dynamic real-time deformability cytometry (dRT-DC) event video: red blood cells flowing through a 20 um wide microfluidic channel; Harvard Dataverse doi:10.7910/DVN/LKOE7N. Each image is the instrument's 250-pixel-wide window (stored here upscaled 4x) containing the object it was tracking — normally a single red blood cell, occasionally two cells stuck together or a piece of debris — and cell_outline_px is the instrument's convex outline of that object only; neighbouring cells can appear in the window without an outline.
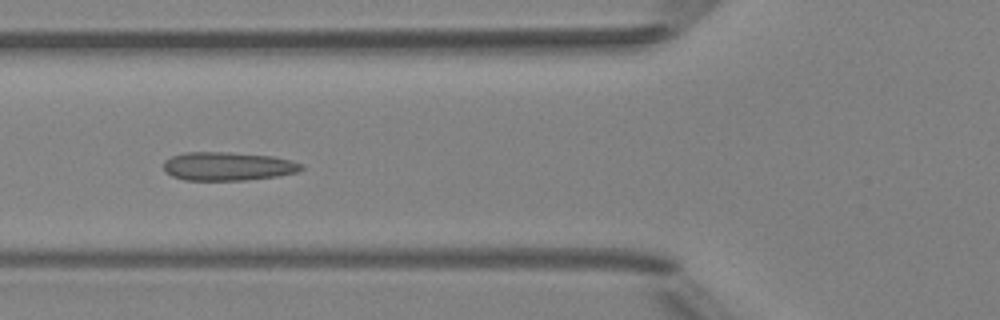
{"species": "Egyptian fruit bat (a non-hibernating species)", "species_latin": "Rousettus aegyptiacus", "temperature_condition": "room temperature", "stored_images_in_passage": 5, "camera_frame_rate_fps": 3000, "um_per_image_px": 0.085, "animal": {"sex": "female"}, "frame": {"image": 1, "passage_image": 5, "time_ms": 4.667, "image_size_px": [1000, 320], "cell_outline_px": [[304, 168], [296, 172], [276, 176], [244, 180], [184, 180], [172, 176], [164, 172], [164, 160], [172, 156], [184, 152], [232, 152], [272, 156], [292, 160], [304, 164]], "centroid_in_image_um": [19.35, 14.12], "position_along_channel_um": 106.4, "area_um2": 23.06}}